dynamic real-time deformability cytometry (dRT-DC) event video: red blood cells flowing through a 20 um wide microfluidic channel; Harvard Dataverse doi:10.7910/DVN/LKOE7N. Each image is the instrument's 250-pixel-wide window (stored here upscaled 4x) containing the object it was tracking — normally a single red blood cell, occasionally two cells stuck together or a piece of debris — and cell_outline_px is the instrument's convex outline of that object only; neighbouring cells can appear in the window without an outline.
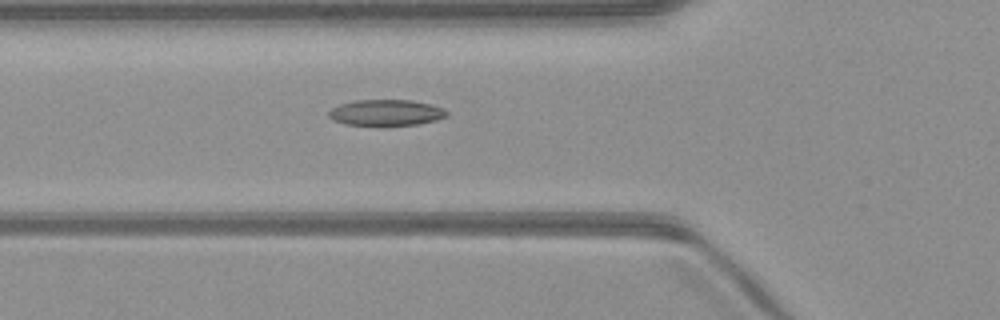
{"species": "common noctule bat (a hibernating species)", "species_latin": "Nyctalus noctula", "temperature_condition": "warm", "stored_images_in_passage": 3, "camera_frame_rate_fps": 3000, "um_per_image_px": 0.085, "animal": {"sex": "male", "body_mass_g": 23.1, "forearm_length_mm": 52.7}, "frame": {"image": 1, "passage_image": 2, "time_ms": 0.333, "image_size_px": [1000, 320], "cell_outline_px": [[448, 116], [436, 120], [420, 124], [380, 128], [376, 128], [344, 124], [332, 120], [328, 116], [328, 112], [332, 108], [340, 104], [356, 100], [412, 100], [432, 104], [444, 108], [448, 112]], "centroid_in_image_um": [32.81, 9.62], "position_along_channel_um": 93.0, "area_um2": 18.9}}